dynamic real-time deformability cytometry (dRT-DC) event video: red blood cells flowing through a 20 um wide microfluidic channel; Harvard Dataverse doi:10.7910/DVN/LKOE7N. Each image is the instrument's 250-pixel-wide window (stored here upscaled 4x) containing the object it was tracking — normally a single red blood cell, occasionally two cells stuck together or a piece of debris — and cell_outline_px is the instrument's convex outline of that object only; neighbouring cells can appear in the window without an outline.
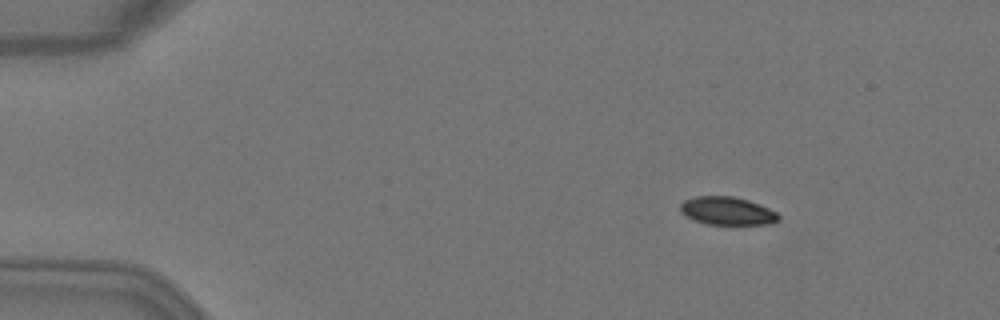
{"species": "Egyptian fruit bat (a non-hibernating species)", "species_latin": "Rousettus aegyptiacus", "temperature_condition": "warm", "stored_images_in_passage": 4, "camera_frame_rate_fps": 3000, "um_per_image_px": 0.085, "animal": {"sex": "female"}, "frame": {"image": 1, "passage_image": 2, "time_ms": 0.333, "image_size_px": [1000, 320], "cell_outline_px": [[780, 220], [768, 224], [708, 224], [684, 216], [680, 212], [680, 204], [684, 200], [696, 196], [732, 196], [748, 200], [760, 204], [776, 212], [780, 216]], "centroid_in_image_um": [61.8, 17.92], "position_along_channel_um": 23.2, "area_um2": 16.07}}